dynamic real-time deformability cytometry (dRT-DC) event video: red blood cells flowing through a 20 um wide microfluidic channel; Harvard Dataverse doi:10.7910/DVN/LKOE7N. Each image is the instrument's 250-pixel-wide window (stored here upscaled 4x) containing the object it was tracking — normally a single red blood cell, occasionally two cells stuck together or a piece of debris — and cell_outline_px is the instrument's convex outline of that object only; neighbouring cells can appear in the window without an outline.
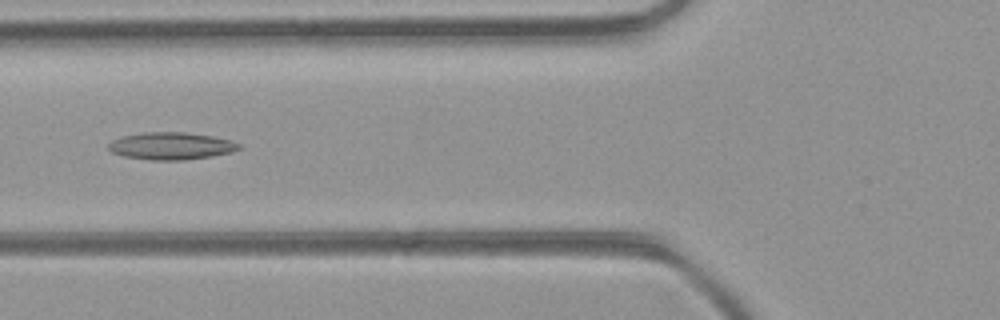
{"species": "common noctule bat (a hibernating species)", "species_latin": "Nyctalus noctula", "temperature_condition": "room temperature", "stored_images_in_passage": 37, "camera_frame_rate_fps": 3000, "um_per_image_px": 0.085, "animal": {"sex": "female", "body_mass_g": 21.9}, "frame": {"image": 1, "passage_image": 8, "time_ms": 2.333, "image_size_px": [1000, 320], "cell_outline_px": [[240, 148], [232, 152], [212, 156], [184, 160], [152, 160], [124, 156], [112, 152], [108, 148], [108, 144], [112, 140], [124, 136], [148, 132], [184, 132], [212, 136], [232, 140], [240, 144]], "centroid_in_image_um": [14.57, 12.41], "position_along_channel_um": 111.2, "area_um2": 20.63}}
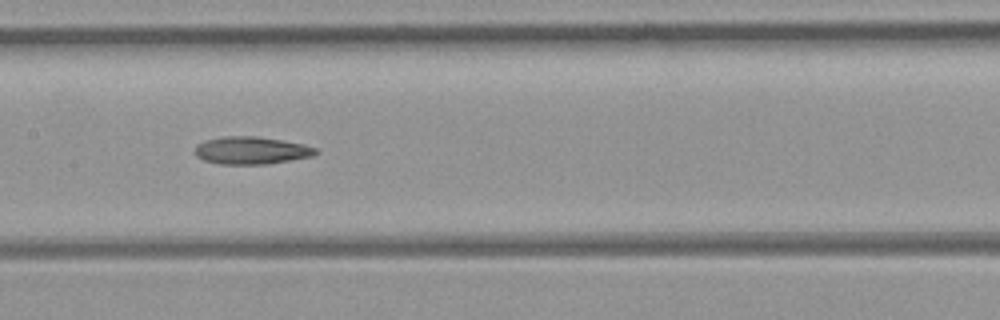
{"frame": {"image": 2, "passage_image": 13, "time_ms": 4.0, "image_size_px": [1000, 320], "cell_outline_px": [[320, 152], [312, 156], [264, 164], [220, 164], [204, 160], [196, 156], [196, 144], [208, 140], [224, 136], [256, 136], [304, 144], [316, 148]], "centroid_in_image_um": [21.37, 12.78], "position_along_channel_um": 186.0, "area_um2": 19.13}}
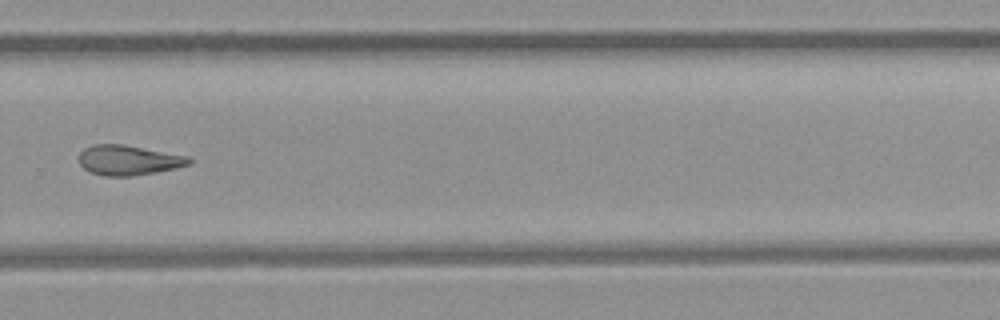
{"frame": {"image": 3, "passage_image": 22, "time_ms": 7.0, "image_size_px": [1000, 320], "cell_outline_px": [[192, 164], [176, 168], [156, 172], [132, 176], [104, 176], [88, 172], [80, 164], [80, 152], [84, 148], [92, 144], [124, 144], [188, 156], [192, 160]], "centroid_in_image_um": [10.92, 13.61], "position_along_channel_um": 318.9, "area_um2": 19.36}}